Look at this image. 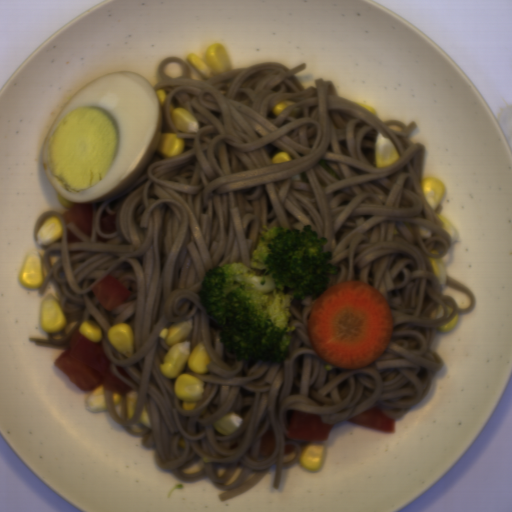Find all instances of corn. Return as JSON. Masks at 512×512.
Listing matches in <instances>:
<instances>
[{
	"label": "corn",
	"mask_w": 512,
	"mask_h": 512,
	"mask_svg": "<svg viewBox=\"0 0 512 512\" xmlns=\"http://www.w3.org/2000/svg\"><path fill=\"white\" fill-rule=\"evenodd\" d=\"M400 158L396 146L390 138L384 137L377 131L374 142V165L376 168H384L392 165Z\"/></svg>",
	"instance_id": "7"
},
{
	"label": "corn",
	"mask_w": 512,
	"mask_h": 512,
	"mask_svg": "<svg viewBox=\"0 0 512 512\" xmlns=\"http://www.w3.org/2000/svg\"><path fill=\"white\" fill-rule=\"evenodd\" d=\"M459 322V313L454 316V318L447 323L445 326L438 327L437 331H440L441 333H447L451 330H453Z\"/></svg>",
	"instance_id": "20"
},
{
	"label": "corn",
	"mask_w": 512,
	"mask_h": 512,
	"mask_svg": "<svg viewBox=\"0 0 512 512\" xmlns=\"http://www.w3.org/2000/svg\"><path fill=\"white\" fill-rule=\"evenodd\" d=\"M77 331H80L83 336L96 343L103 339V330L93 320H83L78 326Z\"/></svg>",
	"instance_id": "14"
},
{
	"label": "corn",
	"mask_w": 512,
	"mask_h": 512,
	"mask_svg": "<svg viewBox=\"0 0 512 512\" xmlns=\"http://www.w3.org/2000/svg\"><path fill=\"white\" fill-rule=\"evenodd\" d=\"M17 277L19 284L29 290L42 286L45 279L43 258L37 250L28 251Z\"/></svg>",
	"instance_id": "4"
},
{
	"label": "corn",
	"mask_w": 512,
	"mask_h": 512,
	"mask_svg": "<svg viewBox=\"0 0 512 512\" xmlns=\"http://www.w3.org/2000/svg\"><path fill=\"white\" fill-rule=\"evenodd\" d=\"M421 187L429 205L435 211L446 192L443 181L431 175H424Z\"/></svg>",
	"instance_id": "9"
},
{
	"label": "corn",
	"mask_w": 512,
	"mask_h": 512,
	"mask_svg": "<svg viewBox=\"0 0 512 512\" xmlns=\"http://www.w3.org/2000/svg\"><path fill=\"white\" fill-rule=\"evenodd\" d=\"M418 228H419V233H420L421 238H428V239L431 238V230L426 229L419 225H418Z\"/></svg>",
	"instance_id": "23"
},
{
	"label": "corn",
	"mask_w": 512,
	"mask_h": 512,
	"mask_svg": "<svg viewBox=\"0 0 512 512\" xmlns=\"http://www.w3.org/2000/svg\"><path fill=\"white\" fill-rule=\"evenodd\" d=\"M64 226L57 216H49L39 227L36 234V243L39 246H47L54 243L63 235Z\"/></svg>",
	"instance_id": "8"
},
{
	"label": "corn",
	"mask_w": 512,
	"mask_h": 512,
	"mask_svg": "<svg viewBox=\"0 0 512 512\" xmlns=\"http://www.w3.org/2000/svg\"><path fill=\"white\" fill-rule=\"evenodd\" d=\"M429 260L433 266L434 274L442 284L443 288L447 286V267L441 258H431Z\"/></svg>",
	"instance_id": "15"
},
{
	"label": "corn",
	"mask_w": 512,
	"mask_h": 512,
	"mask_svg": "<svg viewBox=\"0 0 512 512\" xmlns=\"http://www.w3.org/2000/svg\"><path fill=\"white\" fill-rule=\"evenodd\" d=\"M127 406H128V419H131L134 414L135 403L138 399L137 392L131 391L130 394H126Z\"/></svg>",
	"instance_id": "17"
},
{
	"label": "corn",
	"mask_w": 512,
	"mask_h": 512,
	"mask_svg": "<svg viewBox=\"0 0 512 512\" xmlns=\"http://www.w3.org/2000/svg\"><path fill=\"white\" fill-rule=\"evenodd\" d=\"M355 104L357 105H360L362 107H364L365 109H367L368 111H370L371 113H373L375 116L378 114V111L376 108H374L373 106H370L368 104H364V103H359V102H355L353 101Z\"/></svg>",
	"instance_id": "25"
},
{
	"label": "corn",
	"mask_w": 512,
	"mask_h": 512,
	"mask_svg": "<svg viewBox=\"0 0 512 512\" xmlns=\"http://www.w3.org/2000/svg\"><path fill=\"white\" fill-rule=\"evenodd\" d=\"M140 422H141V424H143V425H145L146 427H148V428H150V429H151L150 421H149V416H148V412H147V410H146L145 404H144V406H143V410H142V414H141Z\"/></svg>",
	"instance_id": "21"
},
{
	"label": "corn",
	"mask_w": 512,
	"mask_h": 512,
	"mask_svg": "<svg viewBox=\"0 0 512 512\" xmlns=\"http://www.w3.org/2000/svg\"><path fill=\"white\" fill-rule=\"evenodd\" d=\"M157 151L163 157L172 158L183 153L185 149L184 138L172 132H161Z\"/></svg>",
	"instance_id": "10"
},
{
	"label": "corn",
	"mask_w": 512,
	"mask_h": 512,
	"mask_svg": "<svg viewBox=\"0 0 512 512\" xmlns=\"http://www.w3.org/2000/svg\"><path fill=\"white\" fill-rule=\"evenodd\" d=\"M293 104H297L296 102H294L293 100H282L281 102H279L278 104H276L275 106L272 107L271 111L273 113H275L276 115H280V113L288 106V105H293Z\"/></svg>",
	"instance_id": "19"
},
{
	"label": "corn",
	"mask_w": 512,
	"mask_h": 512,
	"mask_svg": "<svg viewBox=\"0 0 512 512\" xmlns=\"http://www.w3.org/2000/svg\"><path fill=\"white\" fill-rule=\"evenodd\" d=\"M194 328L193 318L161 329L157 337L164 340L170 348L163 363L159 365L161 375L174 379L173 393L177 400L183 401L184 411H194L203 399L205 382L190 373H182L185 365L195 374L208 373L207 365L211 363L204 340L199 341L191 351V341H182Z\"/></svg>",
	"instance_id": "1"
},
{
	"label": "corn",
	"mask_w": 512,
	"mask_h": 512,
	"mask_svg": "<svg viewBox=\"0 0 512 512\" xmlns=\"http://www.w3.org/2000/svg\"><path fill=\"white\" fill-rule=\"evenodd\" d=\"M436 214V213H435ZM444 225L445 230L451 235L450 244L457 240L459 233L455 225L441 214H436Z\"/></svg>",
	"instance_id": "16"
},
{
	"label": "corn",
	"mask_w": 512,
	"mask_h": 512,
	"mask_svg": "<svg viewBox=\"0 0 512 512\" xmlns=\"http://www.w3.org/2000/svg\"><path fill=\"white\" fill-rule=\"evenodd\" d=\"M243 421V418L232 411L222 416L221 419L214 424V428L220 434L226 436L238 430Z\"/></svg>",
	"instance_id": "13"
},
{
	"label": "corn",
	"mask_w": 512,
	"mask_h": 512,
	"mask_svg": "<svg viewBox=\"0 0 512 512\" xmlns=\"http://www.w3.org/2000/svg\"><path fill=\"white\" fill-rule=\"evenodd\" d=\"M444 314H445L444 308L440 304H437L435 319L441 318Z\"/></svg>",
	"instance_id": "26"
},
{
	"label": "corn",
	"mask_w": 512,
	"mask_h": 512,
	"mask_svg": "<svg viewBox=\"0 0 512 512\" xmlns=\"http://www.w3.org/2000/svg\"><path fill=\"white\" fill-rule=\"evenodd\" d=\"M445 307H446V310H447V317H448V316L452 313V311H453L454 309H452L451 307L446 306V305H445Z\"/></svg>",
	"instance_id": "28"
},
{
	"label": "corn",
	"mask_w": 512,
	"mask_h": 512,
	"mask_svg": "<svg viewBox=\"0 0 512 512\" xmlns=\"http://www.w3.org/2000/svg\"><path fill=\"white\" fill-rule=\"evenodd\" d=\"M56 195H57V197H58V199H59L60 203H61L65 208H68V209H69V208H70V206H71V204H72L73 202L66 200V199H65L63 196H61L57 191H56Z\"/></svg>",
	"instance_id": "24"
},
{
	"label": "corn",
	"mask_w": 512,
	"mask_h": 512,
	"mask_svg": "<svg viewBox=\"0 0 512 512\" xmlns=\"http://www.w3.org/2000/svg\"><path fill=\"white\" fill-rule=\"evenodd\" d=\"M40 326L47 334L60 333L67 327V316L53 293L41 300Z\"/></svg>",
	"instance_id": "3"
},
{
	"label": "corn",
	"mask_w": 512,
	"mask_h": 512,
	"mask_svg": "<svg viewBox=\"0 0 512 512\" xmlns=\"http://www.w3.org/2000/svg\"><path fill=\"white\" fill-rule=\"evenodd\" d=\"M429 254H439L440 255L439 251H435V250H431Z\"/></svg>",
	"instance_id": "29"
},
{
	"label": "corn",
	"mask_w": 512,
	"mask_h": 512,
	"mask_svg": "<svg viewBox=\"0 0 512 512\" xmlns=\"http://www.w3.org/2000/svg\"><path fill=\"white\" fill-rule=\"evenodd\" d=\"M121 400V394L113 392V405L114 407L119 404Z\"/></svg>",
	"instance_id": "27"
},
{
	"label": "corn",
	"mask_w": 512,
	"mask_h": 512,
	"mask_svg": "<svg viewBox=\"0 0 512 512\" xmlns=\"http://www.w3.org/2000/svg\"><path fill=\"white\" fill-rule=\"evenodd\" d=\"M169 114L172 118L175 128L181 132L198 134L199 124L196 117L193 116L190 112L181 107L174 108L170 103Z\"/></svg>",
	"instance_id": "11"
},
{
	"label": "corn",
	"mask_w": 512,
	"mask_h": 512,
	"mask_svg": "<svg viewBox=\"0 0 512 512\" xmlns=\"http://www.w3.org/2000/svg\"><path fill=\"white\" fill-rule=\"evenodd\" d=\"M324 460L325 443L322 441H308L299 456L301 467L313 473H318L322 470Z\"/></svg>",
	"instance_id": "6"
},
{
	"label": "corn",
	"mask_w": 512,
	"mask_h": 512,
	"mask_svg": "<svg viewBox=\"0 0 512 512\" xmlns=\"http://www.w3.org/2000/svg\"><path fill=\"white\" fill-rule=\"evenodd\" d=\"M107 341L122 355L128 358L134 355V331L130 324H114L107 330Z\"/></svg>",
	"instance_id": "5"
},
{
	"label": "corn",
	"mask_w": 512,
	"mask_h": 512,
	"mask_svg": "<svg viewBox=\"0 0 512 512\" xmlns=\"http://www.w3.org/2000/svg\"><path fill=\"white\" fill-rule=\"evenodd\" d=\"M184 59L202 77L204 82L218 73L233 69L228 53L219 41L206 47L203 52V59L192 52Z\"/></svg>",
	"instance_id": "2"
},
{
	"label": "corn",
	"mask_w": 512,
	"mask_h": 512,
	"mask_svg": "<svg viewBox=\"0 0 512 512\" xmlns=\"http://www.w3.org/2000/svg\"><path fill=\"white\" fill-rule=\"evenodd\" d=\"M292 159L293 158L288 151H278L271 158L273 164H279L285 161H292Z\"/></svg>",
	"instance_id": "18"
},
{
	"label": "corn",
	"mask_w": 512,
	"mask_h": 512,
	"mask_svg": "<svg viewBox=\"0 0 512 512\" xmlns=\"http://www.w3.org/2000/svg\"><path fill=\"white\" fill-rule=\"evenodd\" d=\"M157 97H158V100L161 104V106L164 104L165 100H166V91L165 89H161V88H158L156 91H155Z\"/></svg>",
	"instance_id": "22"
},
{
	"label": "corn",
	"mask_w": 512,
	"mask_h": 512,
	"mask_svg": "<svg viewBox=\"0 0 512 512\" xmlns=\"http://www.w3.org/2000/svg\"><path fill=\"white\" fill-rule=\"evenodd\" d=\"M84 407L89 413L105 411L107 406L104 399V386H98L83 399Z\"/></svg>",
	"instance_id": "12"
}]
</instances>
